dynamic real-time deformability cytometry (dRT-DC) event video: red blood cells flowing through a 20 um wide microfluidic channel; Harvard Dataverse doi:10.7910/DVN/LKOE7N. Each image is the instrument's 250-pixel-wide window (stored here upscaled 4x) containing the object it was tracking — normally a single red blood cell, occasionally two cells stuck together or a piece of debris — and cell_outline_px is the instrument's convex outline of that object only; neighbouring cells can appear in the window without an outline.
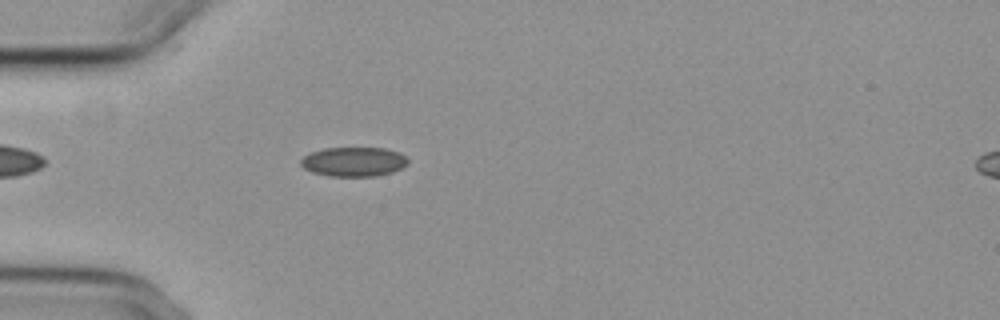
{"species": "common noctule bat (a hibernating species)", "species_latin": "Nyctalus noctula", "temperature_condition": "cold", "stored_images_in_passage": 5, "camera_frame_rate_fps": 3000, "um_per_image_px": 0.085, "animal": {"sex": "female", "body_mass_g": 29.2, "forearm_length_mm": 56.3}, "frame": {"image": 1, "passage_image": 5, "time_ms": 5.333, "image_size_px": [1000, 320], "cell_outline_px": [[408, 164], [392, 172], [376, 176], [328, 176], [312, 172], [304, 168], [300, 164], [300, 160], [304, 156], [312, 152], [324, 148], [384, 148], [400, 152], [408, 160]], "centroid_in_image_um": [30.06, 13.75], "position_along_channel_um": 54.9, "area_um2": 18.32}}